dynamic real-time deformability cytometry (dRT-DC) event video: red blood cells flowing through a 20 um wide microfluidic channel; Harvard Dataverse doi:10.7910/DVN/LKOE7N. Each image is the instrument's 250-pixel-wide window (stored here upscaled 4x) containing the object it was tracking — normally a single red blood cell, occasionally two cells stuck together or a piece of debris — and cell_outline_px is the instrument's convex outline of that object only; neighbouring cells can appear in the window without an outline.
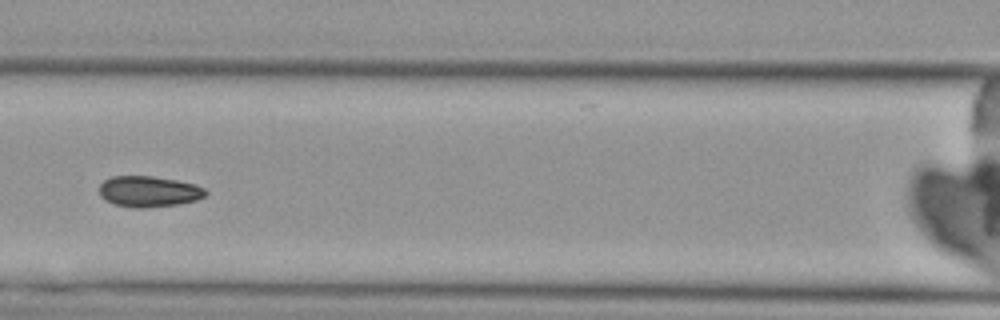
{"species": "Egyptian fruit bat (a non-hibernating species)", "species_latin": "Rousettus aegyptiacus", "temperature_condition": "cold", "stored_images_in_passage": 6, "camera_frame_rate_fps": 3000, "um_per_image_px": 0.085, "animal": {"sex": "female"}, "frame": {"image": 1, "passage_image": 6, "time_ms": 6.0, "image_size_px": [1000, 320], "cell_outline_px": [[208, 192], [204, 196], [196, 200], [176, 204], [144, 208], [132, 208], [116, 204], [100, 196], [100, 184], [104, 180], [112, 176], [152, 176], [176, 180], [196, 184], [204, 188]], "centroid_in_image_um": [12.66, 16.27], "position_along_channel_um": 153.9, "area_um2": 19.02}}